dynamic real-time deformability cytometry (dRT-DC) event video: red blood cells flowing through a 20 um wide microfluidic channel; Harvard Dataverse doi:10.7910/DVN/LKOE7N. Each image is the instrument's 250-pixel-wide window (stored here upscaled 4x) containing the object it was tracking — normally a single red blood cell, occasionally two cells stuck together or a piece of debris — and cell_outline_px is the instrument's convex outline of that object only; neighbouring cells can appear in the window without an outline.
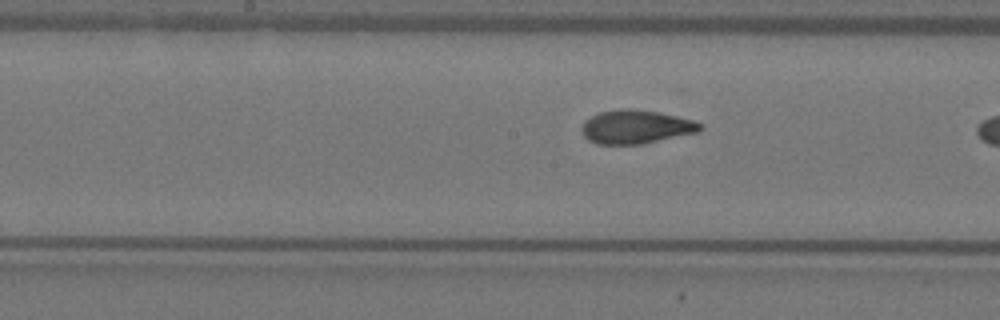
{"species": "Egyptian fruit bat (a non-hibernating species)", "species_latin": "Rousettus aegyptiacus", "temperature_condition": "warm", "stored_images_in_passage": 14, "camera_frame_rate_fps": 3000, "um_per_image_px": 0.085, "animal": {"sex": "female"}, "frame": {"image": 1, "passage_image": 12, "time_ms": 3.667, "image_size_px": [1000, 320], "cell_outline_px": [[704, 124], [696, 132], [640, 144], [596, 144], [588, 140], [584, 136], [584, 120], [600, 112], [620, 108], [632, 108], [656, 112], [696, 120]], "centroid_in_image_um": [54.05, 10.77], "position_along_channel_um": 194.1, "area_um2": 22.89}}